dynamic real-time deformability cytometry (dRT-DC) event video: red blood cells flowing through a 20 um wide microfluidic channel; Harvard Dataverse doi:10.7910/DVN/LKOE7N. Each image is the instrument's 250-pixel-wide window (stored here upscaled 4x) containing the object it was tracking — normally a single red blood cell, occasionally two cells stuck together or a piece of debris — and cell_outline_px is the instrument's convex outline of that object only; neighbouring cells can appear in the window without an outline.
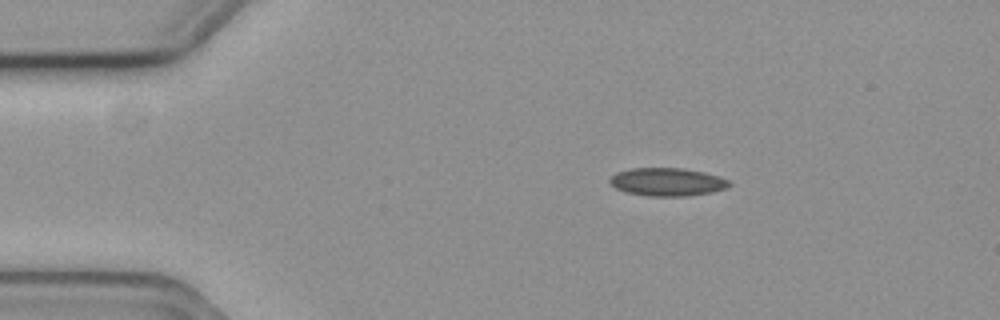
{"species": "common noctule bat (a hibernating species)", "species_latin": "Nyctalus noctula", "temperature_condition": "cold", "stored_images_in_passage": 3, "camera_frame_rate_fps": 3000, "um_per_image_px": 0.085, "animal": {"sex": "female", "body_mass_g": 19.3, "forearm_length_mm": 54.1}, "frame": {"image": 1, "passage_image": 1, "time_ms": 0.0, "image_size_px": [1000, 320], "cell_outline_px": [[732, 184], [728, 188], [712, 192], [684, 196], [648, 196], [628, 192], [616, 188], [608, 180], [616, 172], [632, 168], [684, 168], [704, 172], [720, 176], [728, 180]], "centroid_in_image_um": [56.76, 15.46], "position_along_channel_um": 28.2, "area_um2": 19.54}}